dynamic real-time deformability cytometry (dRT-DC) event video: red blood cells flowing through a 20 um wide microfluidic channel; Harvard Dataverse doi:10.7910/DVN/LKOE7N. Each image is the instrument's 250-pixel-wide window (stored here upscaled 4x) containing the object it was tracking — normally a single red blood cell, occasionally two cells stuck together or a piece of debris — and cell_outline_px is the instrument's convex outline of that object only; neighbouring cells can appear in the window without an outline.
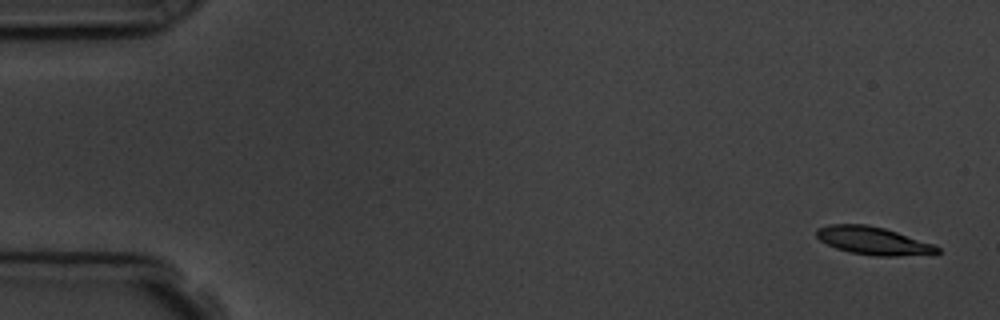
{"species": "common noctule bat (a hibernating species)", "species_latin": "Nyctalus noctula", "temperature_condition": "room temperature", "stored_images_in_passage": 4, "camera_frame_rate_fps": 3000, "um_per_image_px": 0.085, "animal": {"sex": "male", "body_mass_g": 19.5, "forearm_length_mm": 54.6}, "frame": {"image": 1, "passage_image": 1, "time_ms": 0.0, "image_size_px": [1000, 320], "cell_outline_px": [[940, 252], [900, 256], [876, 256], [848, 252], [836, 248], [820, 240], [816, 236], [816, 228], [828, 224], [864, 224], [884, 228], [932, 244], [940, 248]], "centroid_in_image_um": [74.15, 20.46], "position_along_channel_um": 10.9, "area_um2": 19.36}}